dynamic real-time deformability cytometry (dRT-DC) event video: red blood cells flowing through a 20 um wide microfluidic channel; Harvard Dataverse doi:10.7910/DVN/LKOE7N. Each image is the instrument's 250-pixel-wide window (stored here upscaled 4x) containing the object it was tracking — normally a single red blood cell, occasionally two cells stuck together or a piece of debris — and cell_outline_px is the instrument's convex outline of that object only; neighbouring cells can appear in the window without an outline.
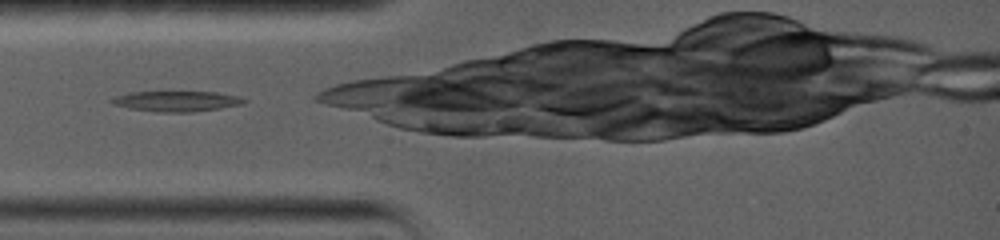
{"species": "common noctule bat (a hibernating species)", "species_latin": "Nyctalus noctula", "temperature_condition": "warm", "stored_images_in_passage": 14, "camera_frame_rate_fps": 5000, "um_per_image_px": 0.085, "animal": {"sex": "female", "body_mass_g": 19.0, "forearm_length_mm": 56.7}, "frame": {"image": 1, "passage_image": 1, "time_ms": 0.0, "image_size_px": [1000, 240], "cell_outline_px": [[248, 100], [244, 104], [220, 108], [192, 112], [156, 112], [128, 108], [112, 104], [108, 100], [116, 96], [128, 92], [216, 92], [240, 96]], "centroid_in_image_um": [15.01, 8.6], "position_along_channel_um": 70.0, "area_um2": 15.9}}
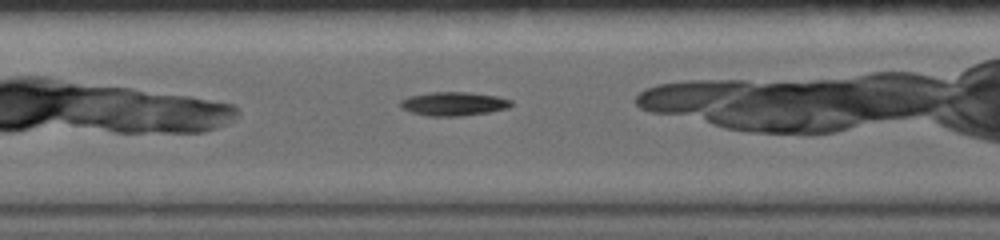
{"frame": {"image": 2, "passage_image": 5, "time_ms": 2.6, "image_size_px": [1000, 240], "cell_outline_px": [[512, 104], [508, 108], [488, 112], [464, 116], [428, 116], [412, 112], [404, 108], [400, 104], [400, 100], [408, 96], [428, 92], [468, 92], [496, 96], [512, 100]], "centroid_in_image_um": [38.56, 8.82], "position_along_channel_um": 168.8, "area_um2": 15.32}}
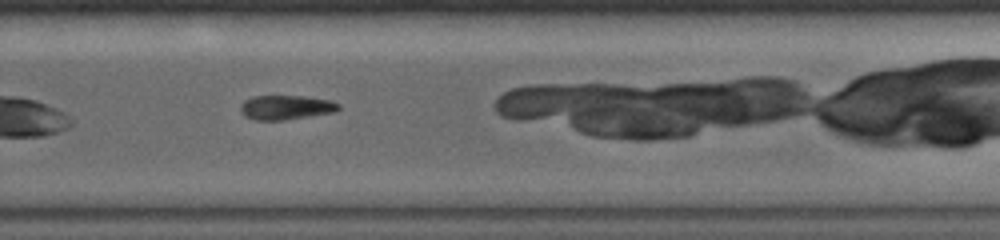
{"frame": {"image": 3, "passage_image": 10, "time_ms": 6.2, "image_size_px": [1000, 240], "cell_outline_px": [[340, 108], [336, 112], [284, 120], [252, 120], [244, 116], [240, 112], [240, 104], [244, 100], [252, 96], [304, 96], [332, 100], [340, 104]], "centroid_in_image_um": [24.29, 9.13], "position_along_channel_um": 305.5, "area_um2": 14.22}}